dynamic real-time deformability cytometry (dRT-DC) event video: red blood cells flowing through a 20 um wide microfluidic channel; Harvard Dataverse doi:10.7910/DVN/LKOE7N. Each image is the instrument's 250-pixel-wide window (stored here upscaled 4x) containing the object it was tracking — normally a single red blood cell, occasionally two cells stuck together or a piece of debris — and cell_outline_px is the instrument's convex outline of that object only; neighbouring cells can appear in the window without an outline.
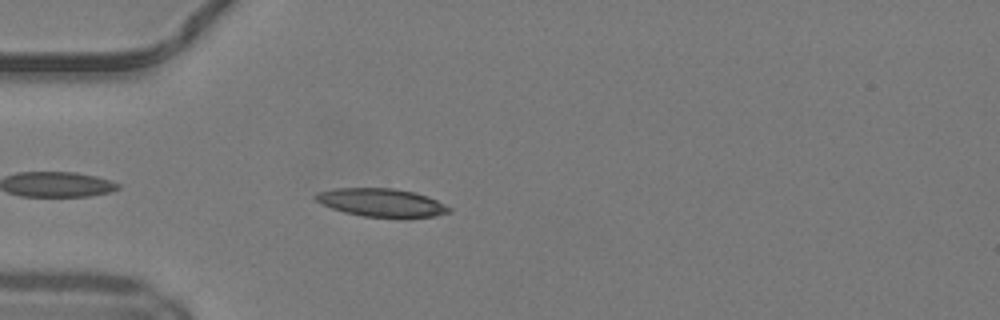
{"species": "common noctule bat (a hibernating species)", "species_latin": "Nyctalus noctula", "temperature_condition": "warm", "stored_images_in_passage": 7, "camera_frame_rate_fps": 3000, "um_per_image_px": 0.085, "animal": {"sex": "male", "body_mass_g": 19.2, "forearm_length_mm": 51.8}, "frame": {"image": 1, "passage_image": 4, "time_ms": 1.0, "image_size_px": [1000, 320], "cell_outline_px": [[452, 212], [436, 216], [408, 220], [400, 220], [364, 216], [344, 212], [332, 208], [316, 200], [312, 196], [316, 192], [332, 188], [392, 188], [416, 192], [428, 196], [452, 208]], "centroid_in_image_um": [32.5, 17.26], "position_along_channel_um": 52.5, "area_um2": 22.83}}